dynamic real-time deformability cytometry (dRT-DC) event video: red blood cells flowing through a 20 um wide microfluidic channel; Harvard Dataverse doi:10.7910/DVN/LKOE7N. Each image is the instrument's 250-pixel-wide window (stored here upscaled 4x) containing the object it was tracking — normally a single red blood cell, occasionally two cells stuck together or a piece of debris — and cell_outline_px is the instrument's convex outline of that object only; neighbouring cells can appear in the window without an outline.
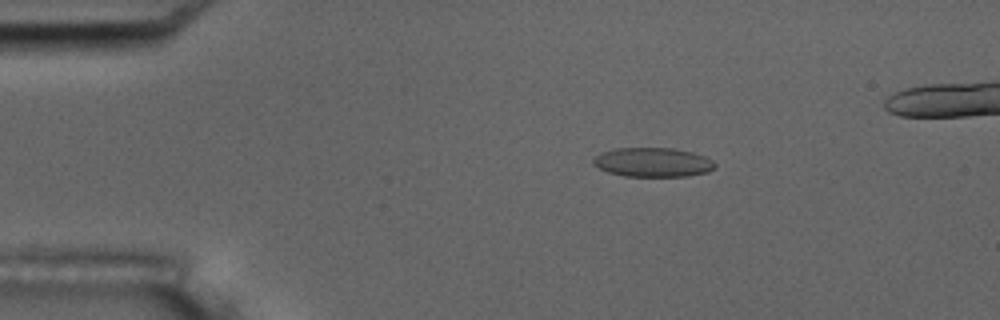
{"species": "common noctule bat (a hibernating species)", "species_latin": "Nyctalus noctula", "temperature_condition": "room temperature", "stored_images_in_passage": 3, "camera_frame_rate_fps": 3000, "um_per_image_px": 0.085, "animal": {"sex": "male", "body_mass_g": 17.5, "forearm_length_mm": 52.3}, "frame": {"image": 1, "passage_image": 2, "time_ms": 1.333, "image_size_px": [1000, 320], "cell_outline_px": [[716, 168], [708, 172], [688, 176], [624, 176], [608, 172], [592, 164], [592, 160], [600, 152], [616, 148], [672, 148], [692, 152], [704, 156], [712, 160], [716, 164]], "centroid_in_image_um": [55.5, 13.79], "position_along_channel_um": 29.5, "area_um2": 20.81}}